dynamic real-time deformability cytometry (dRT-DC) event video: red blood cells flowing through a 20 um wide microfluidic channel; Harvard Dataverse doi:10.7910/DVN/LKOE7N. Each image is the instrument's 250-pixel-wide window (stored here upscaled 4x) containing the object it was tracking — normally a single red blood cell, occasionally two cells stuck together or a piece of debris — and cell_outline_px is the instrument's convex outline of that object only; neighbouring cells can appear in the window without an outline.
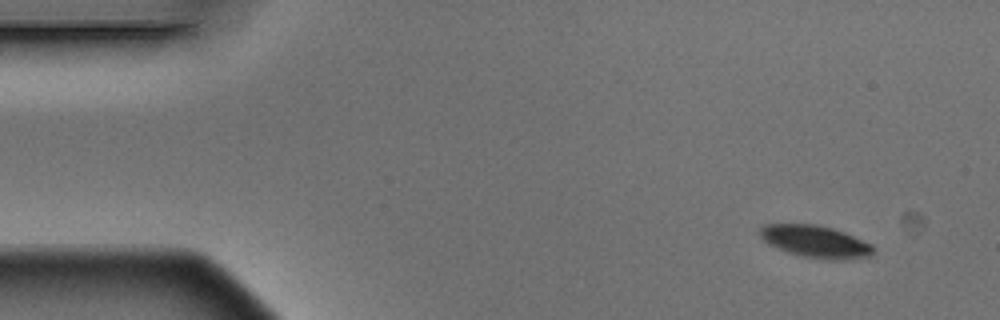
{"species": "Egyptian fruit bat (a non-hibernating species)", "species_latin": "Rousettus aegyptiacus", "temperature_condition": "warm", "stored_images_in_passage": 4, "camera_frame_rate_fps": 3000, "um_per_image_px": 0.085, "animal": {"sex": "male"}, "frame": {"image": 1, "passage_image": 1, "time_ms": 0.0, "image_size_px": [1000, 320], "cell_outline_px": [[876, 248], [872, 256], [844, 260], [828, 260], [800, 256], [776, 248], [768, 244], [760, 236], [760, 228], [764, 224], [816, 224], [832, 228], [844, 232], [872, 244]], "centroid_in_image_um": [69.34, 20.54], "position_along_channel_um": 15.7, "area_um2": 21.5}}
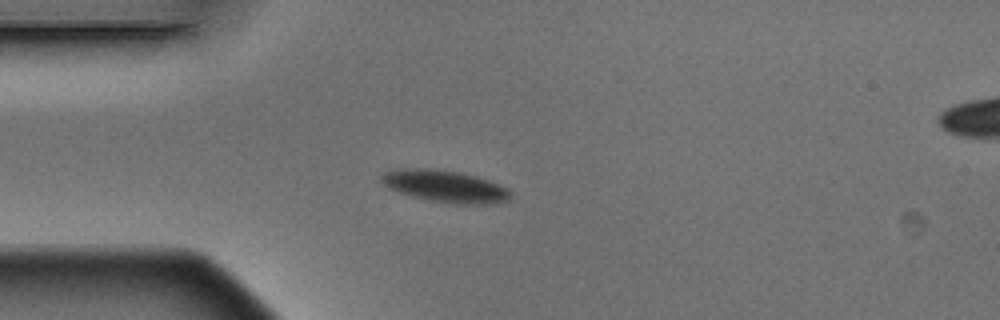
{"frame": {"image": 2, "passage_image": 4, "time_ms": 1.0, "image_size_px": [1000, 320], "cell_outline_px": [[512, 196], [508, 200], [500, 204], [452, 204], [428, 200], [396, 192], [388, 188], [380, 180], [380, 176], [384, 172], [400, 168], [428, 168], [460, 172], [476, 176], [488, 180], [508, 188], [512, 192]], "centroid_in_image_um": [37.85, 15.84], "position_along_channel_um": 47.2, "area_um2": 24.51}}